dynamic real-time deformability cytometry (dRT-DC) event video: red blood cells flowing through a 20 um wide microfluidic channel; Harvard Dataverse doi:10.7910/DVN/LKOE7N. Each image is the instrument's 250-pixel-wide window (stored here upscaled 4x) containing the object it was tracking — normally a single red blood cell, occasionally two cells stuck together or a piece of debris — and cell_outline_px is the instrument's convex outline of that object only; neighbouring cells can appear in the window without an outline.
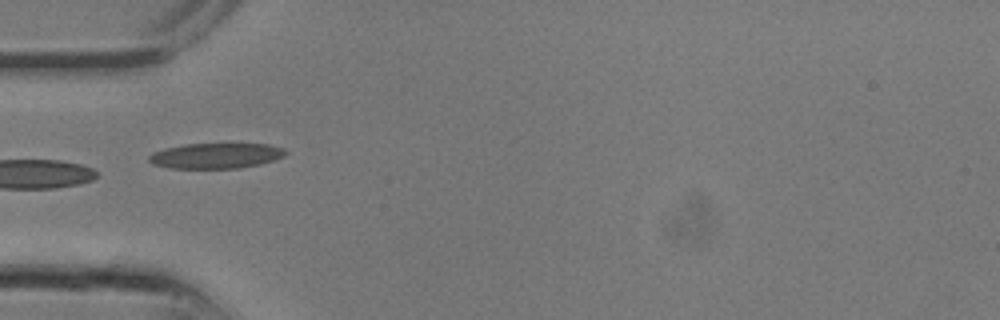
{"species": "common noctule bat (a hibernating species)", "species_latin": "Nyctalus noctula", "temperature_condition": "room temperature", "stored_images_in_passage": 26, "camera_frame_rate_fps": 3000, "um_per_image_px": 0.085, "animal": {"sex": "male", "body_mass_g": 13.3}, "frame": {"image": 1, "passage_image": 8, "time_ms": 2.333, "image_size_px": [1000, 320], "cell_outline_px": [[288, 152], [284, 156], [260, 164], [240, 168], [172, 168], [152, 164], [148, 160], [148, 156], [152, 152], [164, 148], [184, 144], [268, 144], [284, 148]], "centroid_in_image_um": [18.33, 13.23], "position_along_channel_um": 66.7, "area_um2": 20.23}}